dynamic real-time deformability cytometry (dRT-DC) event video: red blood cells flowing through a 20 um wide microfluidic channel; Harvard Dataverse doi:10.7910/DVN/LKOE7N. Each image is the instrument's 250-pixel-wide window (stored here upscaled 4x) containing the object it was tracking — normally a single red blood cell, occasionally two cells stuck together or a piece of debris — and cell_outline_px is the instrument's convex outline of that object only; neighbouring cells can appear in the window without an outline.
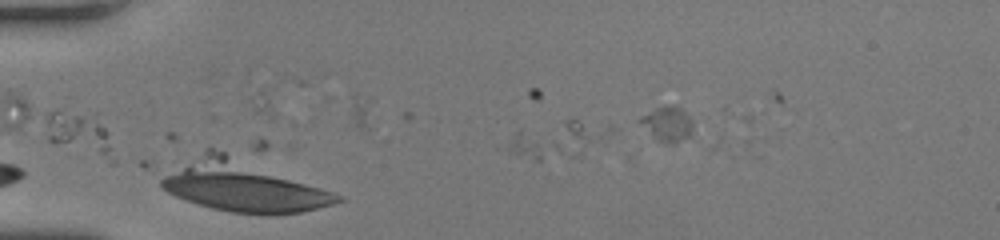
{"species": "human", "species_latin": "Homo sapiens", "temperature_condition": "room temperature", "stored_images_in_passage": 9, "camera_frame_rate_fps": 3000, "um_per_image_px": 0.085, "donor": {"sex": "female"}, "frame": {"image": 1, "passage_image": 6, "time_ms": 1.667, "image_size_px": [1000, 240], "cell_outline_px": [[348, 200], [300, 212], [276, 216], [268, 216], [232, 212], [212, 208], [176, 196], [160, 188], [160, 180], [200, 144], [224, 152], [344, 196]], "centroid_in_image_um": [20.57, 15.79], "position_along_channel_um": 64.4, "area_um2": 52.71}}
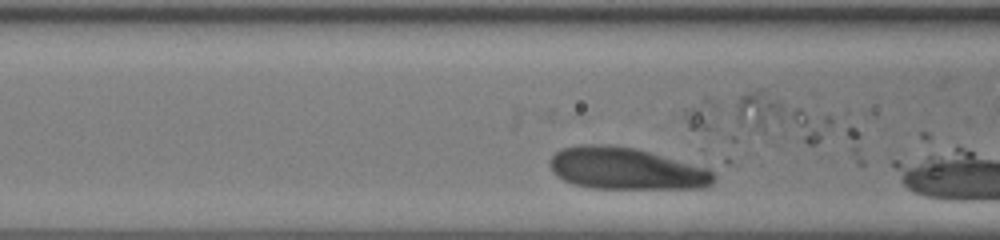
{"frame": {"image": 2, "passage_image": 8, "time_ms": 2.333, "image_size_px": [1000, 240], "cell_outline_px": [[732, 160], [716, 180], [712, 184], [704, 188], [592, 188], [572, 184], [556, 176], [552, 172], [548, 164], [548, 160], [560, 148], [580, 144], [616, 144], [728, 156]], "centroid_in_image_um": [54.03, 14.2], "position_along_channel_um": 112.6, "area_um2": 47.51}}